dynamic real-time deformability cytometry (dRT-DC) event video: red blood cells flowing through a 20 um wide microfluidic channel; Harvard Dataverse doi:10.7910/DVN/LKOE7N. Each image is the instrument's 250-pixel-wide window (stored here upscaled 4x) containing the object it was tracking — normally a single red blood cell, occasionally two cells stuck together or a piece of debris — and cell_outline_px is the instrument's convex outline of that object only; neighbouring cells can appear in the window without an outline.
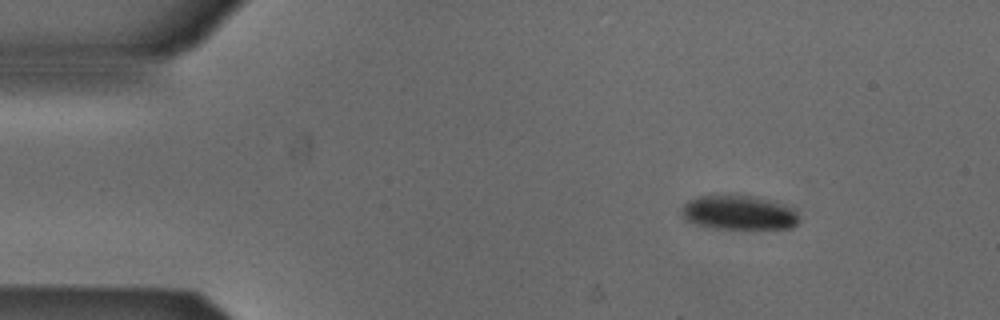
{"species": "Egyptian fruit bat (a non-hibernating species)", "species_latin": "Rousettus aegyptiacus", "temperature_condition": "cold", "stored_images_in_passage": 3, "camera_frame_rate_fps": 3000, "um_per_image_px": 0.085, "animal": {"sex": "male"}, "frame": {"image": 1, "passage_image": 1, "time_ms": 0.0, "image_size_px": [1000, 320], "cell_outline_px": [[800, 220], [796, 224], [788, 228], [716, 228], [700, 224], [688, 220], [680, 212], [680, 208], [688, 200], [696, 196], [712, 192], [736, 192], [764, 196], [776, 200], [796, 208]], "centroid_in_image_um": [62.83, 17.96], "position_along_channel_um": 22.2, "area_um2": 24.91}}